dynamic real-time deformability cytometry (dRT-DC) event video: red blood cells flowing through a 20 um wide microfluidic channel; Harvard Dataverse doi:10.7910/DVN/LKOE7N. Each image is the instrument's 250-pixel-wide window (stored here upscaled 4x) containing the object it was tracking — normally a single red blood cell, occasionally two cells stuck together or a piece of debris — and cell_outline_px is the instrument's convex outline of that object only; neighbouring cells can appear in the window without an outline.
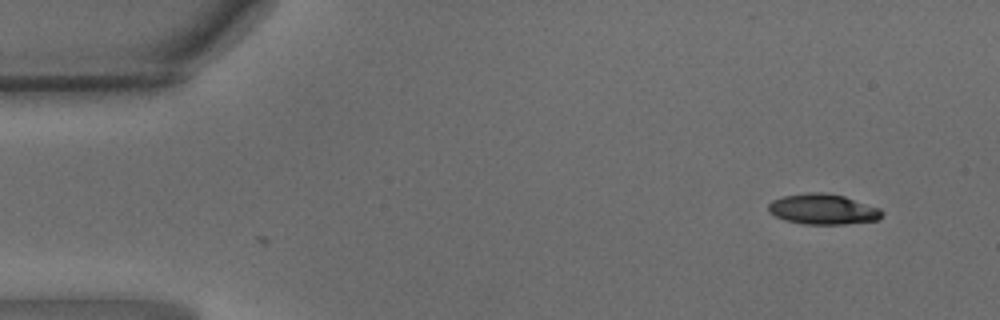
{"species": "common noctule bat (a hibernating species)", "species_latin": "Nyctalus noctula", "temperature_condition": "warm", "stored_images_in_passage": 4, "camera_frame_rate_fps": 3000, "um_per_image_px": 0.085, "animal": {"sex": "male", "body_mass_g": 15.6}, "frame": {"image": 1, "passage_image": 4, "time_ms": 1.0, "image_size_px": [1000, 320], "cell_outline_px": [[884, 212], [876, 220], [844, 224], [804, 224], [784, 220], [768, 212], [768, 204], [772, 200], [784, 196], [808, 192], [824, 192], [844, 196], [880, 208]], "centroid_in_image_um": [69.92, 17.78], "position_along_channel_um": 15.1, "area_um2": 20.11}}